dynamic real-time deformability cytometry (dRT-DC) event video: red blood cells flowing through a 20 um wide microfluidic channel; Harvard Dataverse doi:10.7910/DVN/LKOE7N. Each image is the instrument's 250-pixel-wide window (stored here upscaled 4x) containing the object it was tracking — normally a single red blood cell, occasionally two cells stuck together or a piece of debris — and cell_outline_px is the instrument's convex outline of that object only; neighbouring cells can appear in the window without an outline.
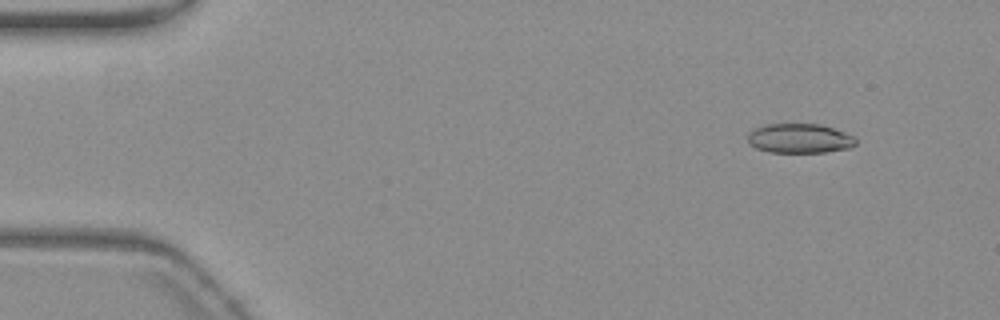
{"species": "common noctule bat (a hibernating species)", "species_latin": "Nyctalus noctula", "temperature_condition": "warm", "stored_images_in_passage": 57, "camera_frame_rate_fps": 3000, "um_per_image_px": 0.085, "animal": {"sex": "female", "body_mass_g": 19.3, "forearm_length_mm": 54.1}, "frame": {"image": 1, "passage_image": 6, "time_ms": 1.667, "image_size_px": [1000, 320], "cell_outline_px": [[856, 144], [848, 148], [824, 152], [768, 152], [756, 148], [748, 144], [748, 132], [756, 128], [768, 124], [820, 124], [844, 132], [852, 136], [856, 140]], "centroid_in_image_um": [67.93, 11.77], "position_along_channel_um": 17.1, "area_um2": 18.44}}
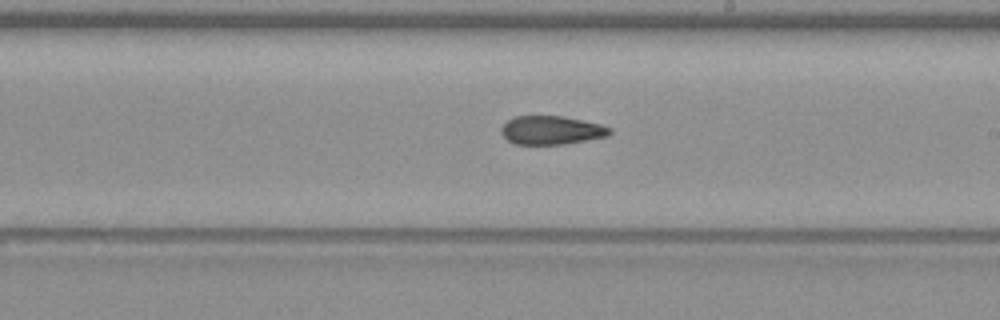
{"frame": {"image": 2, "passage_image": 33, "time_ms": 10.667, "image_size_px": [1000, 320], "cell_outline_px": [[612, 132], [608, 136], [564, 144], [516, 144], [508, 140], [500, 132], [500, 128], [508, 120], [516, 116], [560, 116], [600, 124], [612, 128]], "centroid_in_image_um": [46.87, 11.07], "position_along_channel_um": 242.1, "area_um2": 17.92}}
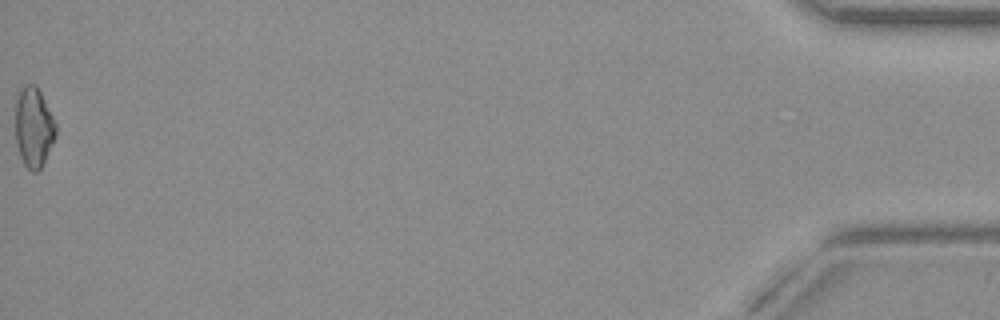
{"frame": {"image": 3, "passage_image": 57, "time_ms": 18.667, "image_size_px": [1000, 320], "cell_outline_px": [[56, 136], [40, 168], [36, 172], [32, 172], [24, 164], [20, 156], [16, 144], [16, 100], [20, 88], [24, 84], [36, 84], [56, 124]], "centroid_in_image_um": [2.85, 10.8], "position_along_channel_um": 432.4, "area_um2": 18.61}, "authors_computed_cell_mechanics": {"area_um2": 18.6116, "velocity_mm_per_s": 3.6894, "shape_relaxation_time_tau1_ms": 7.9219, "shape_relaxation_time_tau2_ms": 2.9485, "deformation_change_tau1": 0.1826, "deformation_change_tau2": 0.1108}}